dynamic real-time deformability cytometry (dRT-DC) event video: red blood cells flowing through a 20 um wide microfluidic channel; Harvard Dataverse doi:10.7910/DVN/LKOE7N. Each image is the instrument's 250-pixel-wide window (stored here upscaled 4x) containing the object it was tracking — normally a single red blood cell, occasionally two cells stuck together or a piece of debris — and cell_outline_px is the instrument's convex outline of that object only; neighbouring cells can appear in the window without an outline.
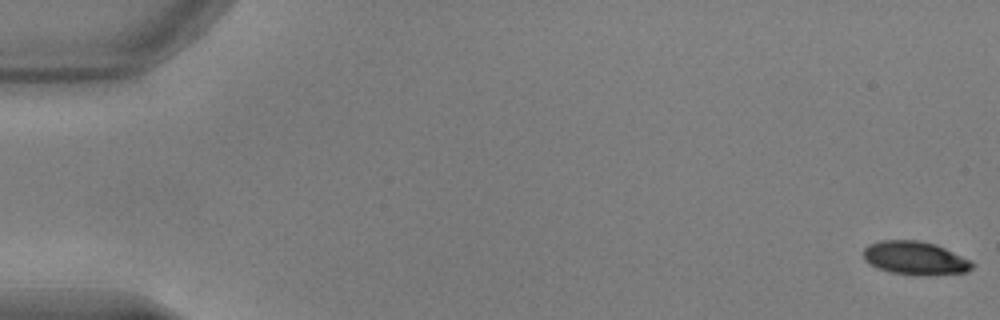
{"species": "common noctule bat (a hibernating species)", "species_latin": "Nyctalus noctula", "temperature_condition": "warm", "stored_images_in_passage": 53, "camera_frame_rate_fps": 3000, "um_per_image_px": 0.085, "animal": {"sex": "male", "body_mass_g": 17.9, "forearm_length_mm": 54.2}, "frame": {"image": 1, "passage_image": 1, "time_ms": 0.0, "image_size_px": [1000, 320], "cell_outline_px": [[976, 264], [968, 272], [928, 276], [916, 276], [892, 272], [876, 268], [864, 260], [864, 248], [868, 244], [880, 240], [920, 240], [936, 244], [972, 260]], "centroid_in_image_um": [77.82, 21.95], "position_along_channel_um": 7.2, "area_um2": 21.68}}
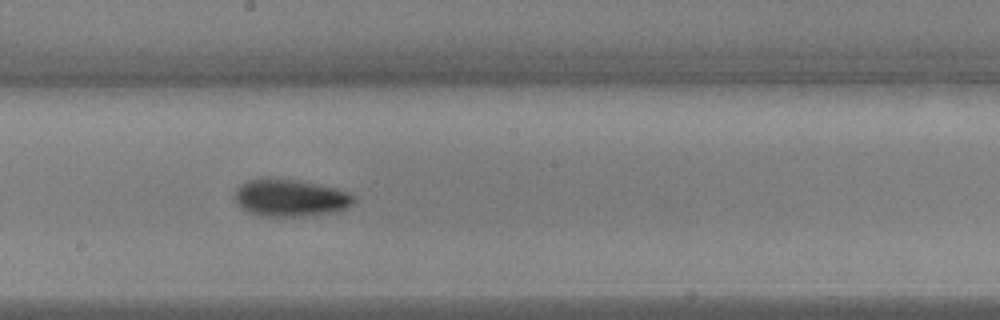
{"frame": {"image": 2, "passage_image": 30, "time_ms": 9.667, "image_size_px": [1000, 320], "cell_outline_px": [[356, 200], [348, 208], [336, 212], [300, 216], [264, 216], [248, 212], [240, 208], [232, 200], [232, 196], [236, 188], [240, 184], [248, 180], [264, 176], [300, 180], [336, 188], [348, 192], [356, 196]], "centroid_in_image_um": [24.62, 16.79], "position_along_channel_um": 223.6, "area_um2": 26.65}}
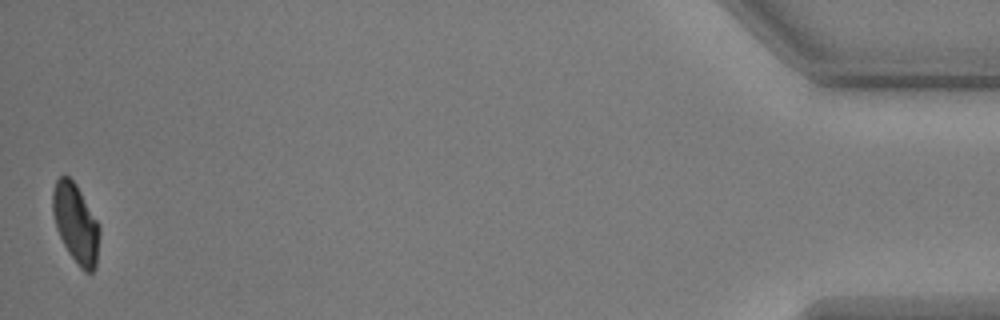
{"frame": {"image": 3, "passage_image": 53, "time_ms": 17.333, "image_size_px": [1000, 320], "cell_outline_px": [[100, 232], [96, 268], [92, 272], [84, 272], [80, 268], [68, 252], [56, 228], [52, 212], [52, 192], [56, 180], [64, 172], [76, 184], [96, 220], [100, 228]], "centroid_in_image_um": [6.43, 18.99], "position_along_channel_um": 428.8, "area_um2": 21.62}, "authors_computed_cell_mechanics": {"area_um2": 23.0622, "velocity_mm_per_s": 3.8203, "shape_relaxation_time_tau1_ms": 3.8493, "shape_relaxation_time_tau2_ms": 6.3496, "deformation_change_tau1": 0.1289, "deformation_change_tau2": 0.102}}